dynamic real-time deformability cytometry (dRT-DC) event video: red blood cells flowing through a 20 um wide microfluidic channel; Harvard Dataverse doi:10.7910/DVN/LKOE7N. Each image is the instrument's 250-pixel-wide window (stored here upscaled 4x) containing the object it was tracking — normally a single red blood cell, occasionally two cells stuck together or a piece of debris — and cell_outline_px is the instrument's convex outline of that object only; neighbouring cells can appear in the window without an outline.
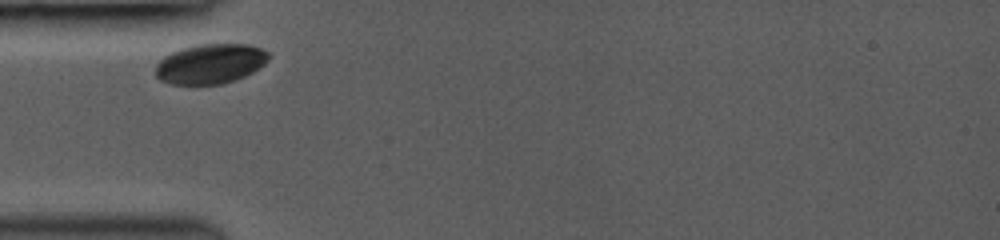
{"species": "common noctule bat (a hibernating species)", "species_latin": "Nyctalus noctula", "temperature_condition": "room temperature", "stored_images_in_passage": 4, "camera_frame_rate_fps": 3000, "um_per_image_px": 0.085, "animal": {"sex": "female", "body_mass_g": 19.0, "forearm_length_mm": 53.3}, "frame": {"image": 1, "passage_image": 1, "time_ms": 0.0, "image_size_px": [1000, 240], "cell_outline_px": [[272, 56], [260, 68], [236, 80], [220, 84], [172, 84], [160, 80], [156, 76], [156, 64], [164, 56], [180, 48], [196, 44], [248, 44], [260, 48], [268, 52]], "centroid_in_image_um": [17.89, 5.41], "position_along_channel_um": 67.1, "area_um2": 26.41}}
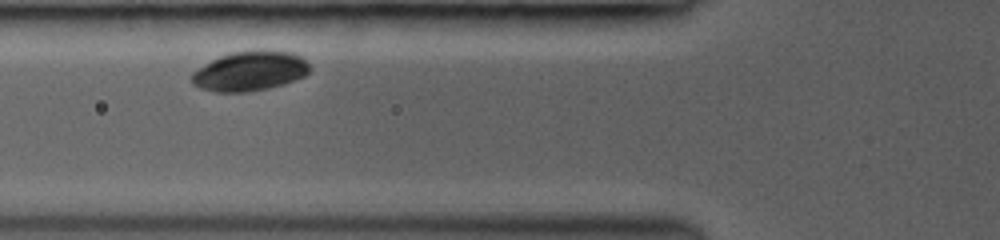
{"frame": {"image": 2, "passage_image": 2, "time_ms": 1.0, "image_size_px": [1000, 240], "cell_outline_px": [[308, 72], [304, 76], [284, 84], [268, 88], [248, 92], [216, 92], [200, 88], [192, 84], [192, 72], [204, 64], [220, 56], [232, 52], [260, 48], [292, 52], [304, 56], [308, 64]], "centroid_in_image_um": [21.26, 6.01], "position_along_channel_um": 104.5, "area_um2": 27.69}}
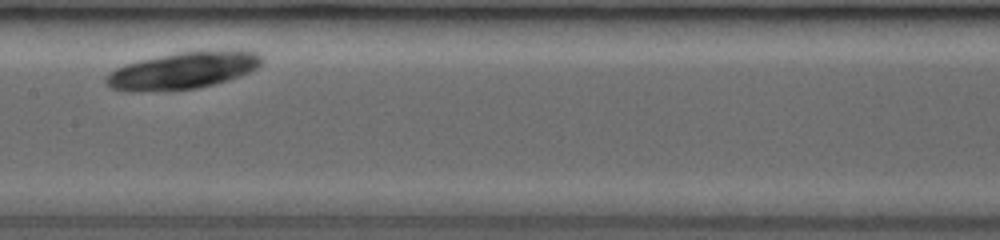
{"frame": {"image": 3, "passage_image": 4, "time_ms": 3.333, "image_size_px": [1000, 240], "cell_outline_px": [[264, 60], [256, 68], [240, 76], [228, 80], [196, 88], [140, 92], [124, 92], [112, 88], [104, 80], [104, 76], [108, 72], [124, 64], [140, 60], [176, 52], [228, 48], [240, 48], [256, 52]], "centroid_in_image_um": [15.56, 5.96], "position_along_channel_um": 191.8, "area_um2": 34.22}}